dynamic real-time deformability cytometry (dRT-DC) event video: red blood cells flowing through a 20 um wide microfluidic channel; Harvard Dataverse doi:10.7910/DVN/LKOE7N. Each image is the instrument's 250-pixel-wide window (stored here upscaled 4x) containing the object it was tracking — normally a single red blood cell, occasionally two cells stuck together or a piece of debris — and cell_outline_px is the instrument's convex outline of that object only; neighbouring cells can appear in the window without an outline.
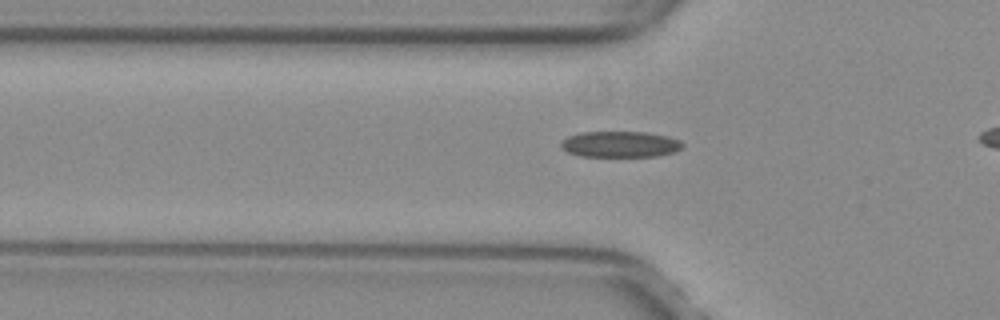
{"species": "common noctule bat (a hibernating species)", "species_latin": "Nyctalus noctula", "temperature_condition": "warm", "stored_images_in_passage": 34, "camera_frame_rate_fps": 3000, "um_per_image_px": 0.085, "animal": {"sex": "female", "body_mass_g": 29.2, "forearm_length_mm": 56.3}, "frame": {"image": 1, "passage_image": 9, "time_ms": 2.667, "image_size_px": [1000, 320], "cell_outline_px": [[684, 144], [676, 152], [656, 156], [580, 156], [568, 152], [560, 144], [560, 140], [568, 136], [580, 132], [648, 132], [668, 136], [680, 140]], "centroid_in_image_um": [52.72, 12.25], "position_along_channel_um": 73.1, "area_um2": 18.5}}
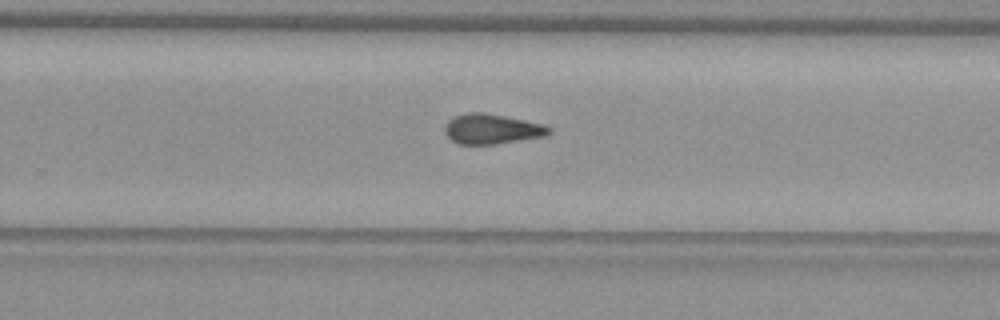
{"frame": {"image": 2, "passage_image": 25, "time_ms": 8.0, "image_size_px": [1000, 320], "cell_outline_px": [[552, 132], [544, 136], [496, 144], [460, 144], [452, 140], [444, 132], [444, 128], [448, 120], [456, 116], [468, 112], [484, 112], [524, 120], [540, 124], [552, 128]], "centroid_in_image_um": [41.79, 10.96], "position_along_channel_um": 288.0, "area_um2": 18.03}}
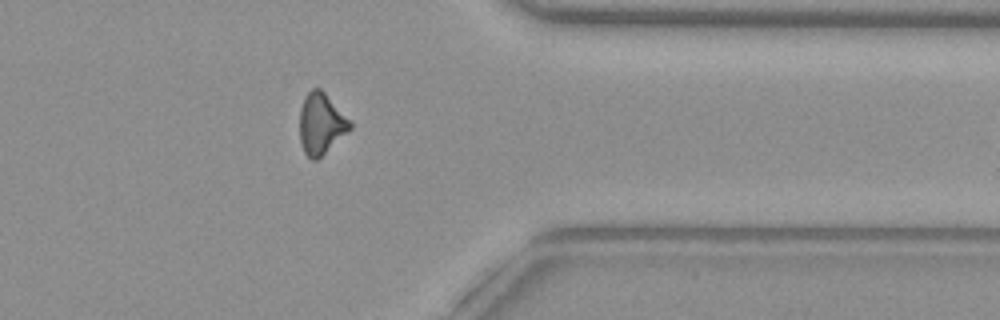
{"frame": {"image": 3, "passage_image": 33, "time_ms": 10.667, "image_size_px": [1000, 320], "cell_outline_px": [[352, 128], [348, 132], [316, 160], [312, 160], [304, 152], [300, 140], [300, 108], [304, 96], [312, 88], [320, 88], [324, 92], [352, 124]], "centroid_in_image_um": [27.26, 10.51], "position_along_channel_um": 384.1, "area_um2": 17.57}}